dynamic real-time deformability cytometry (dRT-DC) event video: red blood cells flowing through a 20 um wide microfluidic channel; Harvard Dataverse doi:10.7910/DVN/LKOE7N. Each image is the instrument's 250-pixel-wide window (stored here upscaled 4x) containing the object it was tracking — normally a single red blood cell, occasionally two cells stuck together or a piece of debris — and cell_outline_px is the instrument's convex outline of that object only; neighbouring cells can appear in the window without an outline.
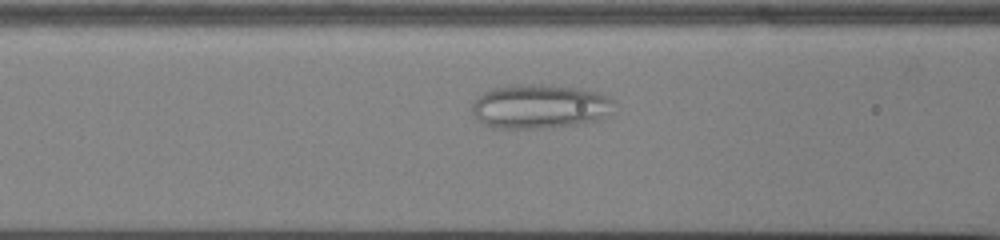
{"species": "common noctule bat (a hibernating species)", "species_latin": "Nyctalus noctula", "temperature_condition": "cold", "stored_images_in_passage": 48, "camera_frame_rate_fps": 3000, "um_per_image_px": 0.085, "animal": {"sex": "male", "body_mass_g": 13.0, "forearm_length_mm": 53.1}, "frame": {"image": 1, "passage_image": 16, "time_ms": 5.0, "image_size_px": [1000, 240], "cell_outline_px": [[616, 104], [612, 112], [604, 120], [584, 124], [540, 128], [492, 128], [484, 124], [472, 112], [472, 104], [484, 92], [492, 88], [512, 84], [540, 84], [580, 88], [596, 92], [608, 96]], "centroid_in_image_um": [45.95, 9.05], "position_along_channel_um": 120.6, "area_um2": 37.11}}
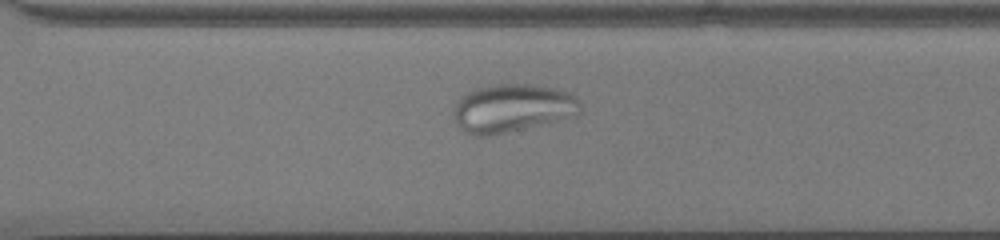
{"frame": {"image": 2, "passage_image": 33, "time_ms": 10.667, "image_size_px": [1000, 240], "cell_outline_px": [[580, 112], [560, 120], [504, 132], [484, 136], [472, 136], [464, 132], [460, 128], [452, 116], [452, 112], [460, 96], [476, 88], [492, 84], [524, 84], [552, 88], [568, 92], [576, 96], [580, 100]], "centroid_in_image_um": [43.5, 9.19], "position_along_channel_um": 327.1, "area_um2": 35.37}}
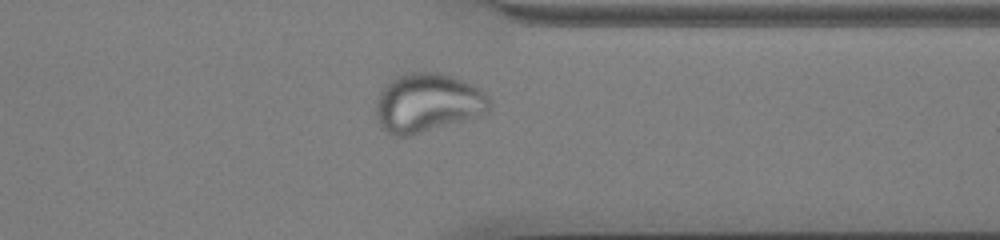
{"frame": {"image": 3, "passage_image": 37, "time_ms": 12.0, "image_size_px": [1000, 240], "cell_outline_px": [[488, 112], [480, 116], [412, 136], [392, 136], [380, 124], [376, 116], [376, 100], [380, 92], [396, 76], [412, 72], [440, 72], [464, 80], [480, 88], [488, 96]], "centroid_in_image_um": [36.36, 8.75], "position_along_channel_um": 375.0, "area_um2": 39.07}}